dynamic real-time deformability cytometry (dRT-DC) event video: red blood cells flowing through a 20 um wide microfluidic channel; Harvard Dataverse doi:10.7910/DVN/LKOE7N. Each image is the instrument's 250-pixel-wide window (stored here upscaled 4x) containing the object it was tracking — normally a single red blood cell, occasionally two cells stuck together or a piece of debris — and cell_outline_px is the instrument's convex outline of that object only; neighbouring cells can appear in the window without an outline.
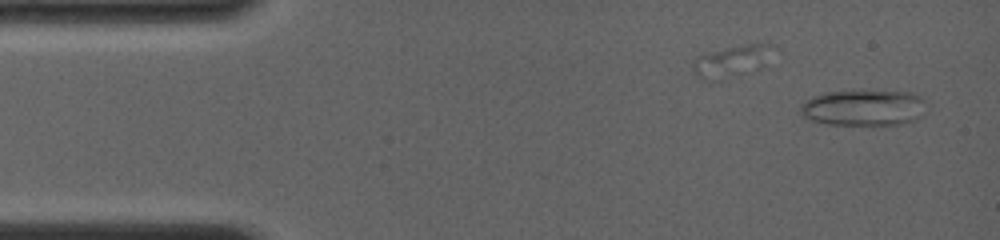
{"species": "common noctule bat (a hibernating species)", "species_latin": "Nyctalus noctula", "temperature_condition": "room temperature", "stored_images_in_passage": 2, "camera_frame_rate_fps": 4000, "um_per_image_px": 0.085, "animal": {"sex": "female", "body_mass_g": 19.0, "forearm_length_mm": 56.7}, "frame": {"image": 1, "passage_image": 2, "time_ms": 0.75, "image_size_px": [1000, 240], "cell_outline_px": [[928, 112], [924, 116], [916, 120], [896, 124], [828, 124], [812, 120], [804, 116], [800, 112], [800, 104], [812, 96], [824, 92], [908, 92], [920, 96]], "centroid_in_image_um": [73.43, 9.17], "position_along_channel_um": 11.6, "area_um2": 26.07}}